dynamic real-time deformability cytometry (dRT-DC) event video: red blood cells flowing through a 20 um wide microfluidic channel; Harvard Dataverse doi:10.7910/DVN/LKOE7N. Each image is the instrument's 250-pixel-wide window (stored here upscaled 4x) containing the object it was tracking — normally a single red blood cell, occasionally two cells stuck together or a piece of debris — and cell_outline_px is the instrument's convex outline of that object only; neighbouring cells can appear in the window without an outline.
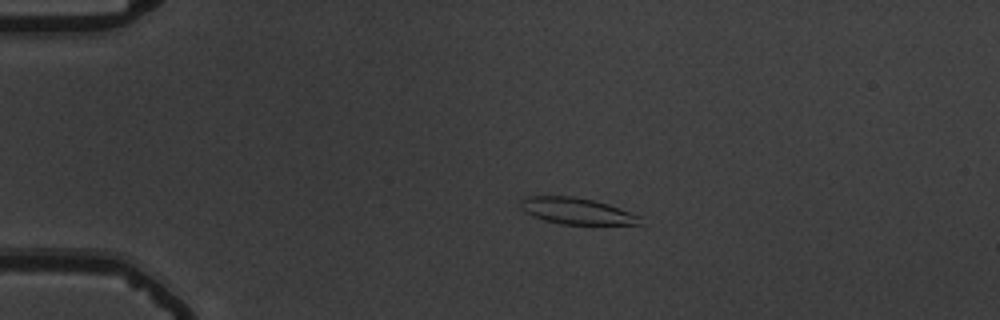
{"species": "common noctule bat (a hibernating species)", "species_latin": "Nyctalus noctula", "temperature_condition": "warm", "stored_images_in_passage": 44, "camera_frame_rate_fps": 3000, "um_per_image_px": 0.085, "animal": {"sex": "male", "body_mass_g": 19.5, "forearm_length_mm": 54.6}, "frame": {"image": 1, "passage_image": 1, "time_ms": 0.0, "image_size_px": [1000, 320], "cell_outline_px": [[644, 224], [560, 224], [544, 220], [520, 208], [520, 200], [524, 196], [572, 196], [592, 200], [608, 204], [640, 216]], "centroid_in_image_um": [49.01, 17.93], "position_along_channel_um": 36.0, "area_um2": 18.15}}
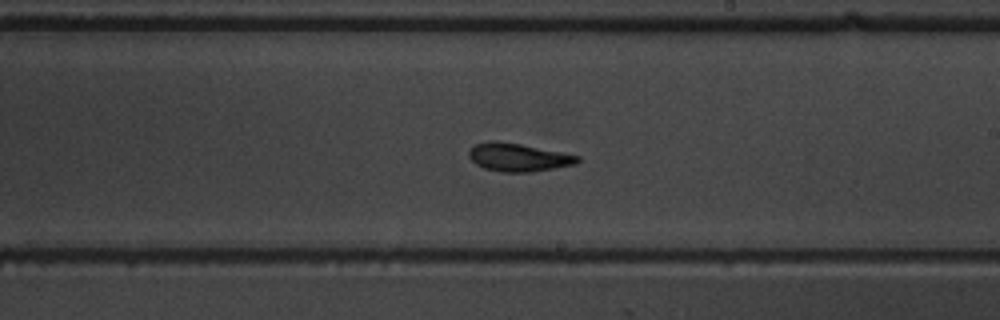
{"frame": {"image": 2, "passage_image": 22, "time_ms": 7.0, "image_size_px": [1000, 320], "cell_outline_px": [[580, 160], [576, 164], [532, 172], [500, 172], [484, 168], [476, 164], [468, 156], [468, 152], [476, 144], [492, 140], [496, 140], [520, 144], [580, 156]], "centroid_in_image_um": [44.04, 13.38], "position_along_channel_um": 245.0, "area_um2": 17.69}}
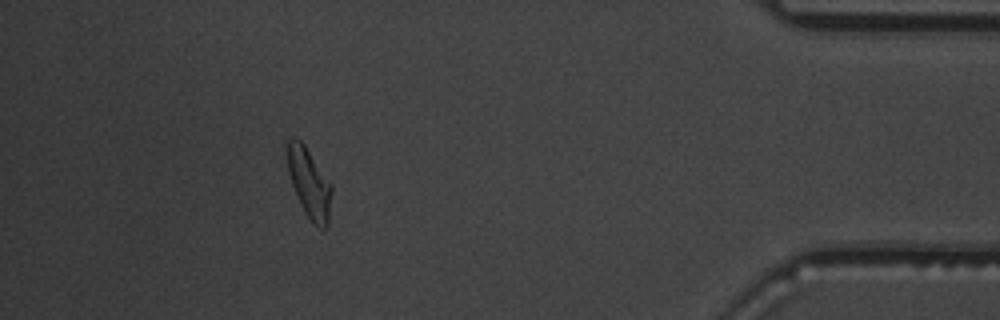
{"frame": {"image": 3, "passage_image": 39, "time_ms": 12.667, "image_size_px": [1000, 320], "cell_outline_px": [[332, 192], [328, 224], [324, 228], [316, 228], [312, 224], [304, 212], [300, 204], [292, 184], [288, 172], [288, 140], [292, 136], [296, 136], [304, 144], [332, 184]], "centroid_in_image_um": [26.3, 15.59], "position_along_channel_um": 408.9, "area_um2": 18.03}, "authors_computed_cell_mechanics": {"area_um2": 17.8602, "velocity_mm_per_s": 3.7099, "shape_relaxation_time_tau1_ms": 5.6221, "shape_relaxation_time_tau2_ms": 2.7911, "deformation_change_tau1": 0.176, "deformation_change_tau2": 0.1077}}